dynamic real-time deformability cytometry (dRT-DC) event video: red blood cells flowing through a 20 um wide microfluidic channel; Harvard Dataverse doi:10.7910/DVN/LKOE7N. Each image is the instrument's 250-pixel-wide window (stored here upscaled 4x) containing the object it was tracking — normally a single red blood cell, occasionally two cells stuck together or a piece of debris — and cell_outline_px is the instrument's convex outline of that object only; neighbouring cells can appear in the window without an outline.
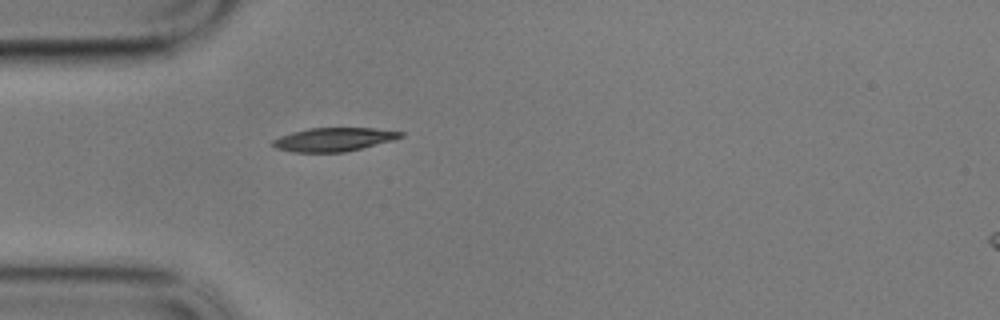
{"species": "common noctule bat (a hibernating species)", "species_latin": "Nyctalus noctula", "temperature_condition": "cold", "stored_images_in_passage": 43, "camera_frame_rate_fps": 3000, "um_per_image_px": 0.085, "animal": {"sex": "male", "body_mass_g": 17.9}, "frame": {"image": 1, "passage_image": 1, "time_ms": 0.0, "image_size_px": [1000, 320], "cell_outline_px": [[404, 136], [392, 140], [344, 152], [292, 152], [276, 148], [272, 144], [272, 140], [280, 136], [292, 132], [308, 128], [372, 128], [404, 132]], "centroid_in_image_um": [28.34, 11.85], "position_along_channel_um": 56.7, "area_um2": 17.4}}
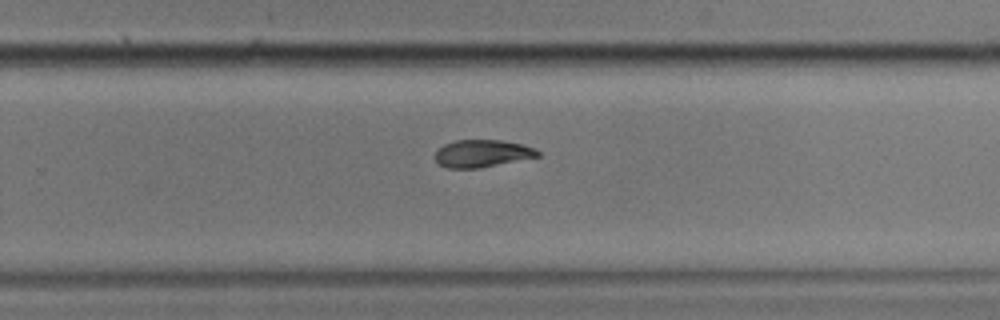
{"frame": {"image": 2, "passage_image": 22, "time_ms": 7.0, "image_size_px": [1000, 320], "cell_outline_px": [[540, 156], [480, 168], [448, 168], [440, 164], [432, 156], [444, 144], [456, 140], [500, 140], [520, 144], [532, 148], [540, 152]], "centroid_in_image_um": [40.95, 13.05], "position_along_channel_um": 288.9, "area_um2": 16.24}}
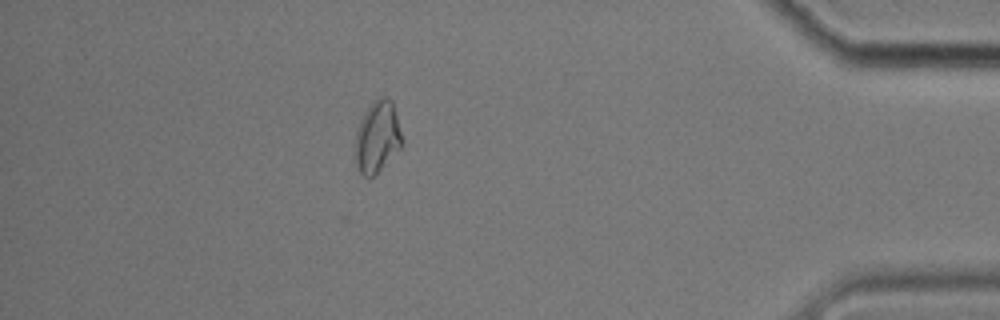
{"frame": {"image": 3, "passage_image": 36, "time_ms": 11.667, "image_size_px": [1000, 320], "cell_outline_px": [[404, 144], [372, 176], [364, 176], [356, 168], [356, 128], [364, 112], [372, 100], [380, 96], [384, 96], [392, 100]], "centroid_in_image_um": [32.07, 11.58], "position_along_channel_um": 403.1, "area_um2": 19.36}, "authors_computed_cell_mechanics": {"area_um2": 17.629, "velocity_mm_per_s": 3.3777, "shape_relaxation_time_tau1_ms": 4.6451, "shape_relaxation_time_tau2_ms": 7.1228, "deformation_change_tau1": 0.1279, "deformation_change_tau2": 0.0975}}